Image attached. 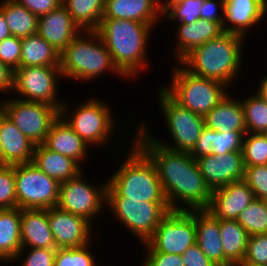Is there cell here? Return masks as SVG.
I'll list each match as a JSON object with an SVG mask.
<instances>
[{"label": "cell", "instance_id": "15", "mask_svg": "<svg viewBox=\"0 0 267 266\" xmlns=\"http://www.w3.org/2000/svg\"><path fill=\"white\" fill-rule=\"evenodd\" d=\"M196 161L211 191L232 182L244 180L245 165L242 151H233L224 155L210 154Z\"/></svg>", "mask_w": 267, "mask_h": 266}, {"label": "cell", "instance_id": "40", "mask_svg": "<svg viewBox=\"0 0 267 266\" xmlns=\"http://www.w3.org/2000/svg\"><path fill=\"white\" fill-rule=\"evenodd\" d=\"M57 248H21L17 255L11 260H21V266H54V258ZM25 250H29L27 255L24 254ZM24 259V261H23Z\"/></svg>", "mask_w": 267, "mask_h": 266}, {"label": "cell", "instance_id": "41", "mask_svg": "<svg viewBox=\"0 0 267 266\" xmlns=\"http://www.w3.org/2000/svg\"><path fill=\"white\" fill-rule=\"evenodd\" d=\"M244 181L256 199L267 198V165L245 166Z\"/></svg>", "mask_w": 267, "mask_h": 266}, {"label": "cell", "instance_id": "7", "mask_svg": "<svg viewBox=\"0 0 267 266\" xmlns=\"http://www.w3.org/2000/svg\"><path fill=\"white\" fill-rule=\"evenodd\" d=\"M74 112L68 114V104L63 103L60 115L71 126L73 131L90 147L106 146L116 131V118L112 115L109 105L93 97L79 103ZM67 114L69 116H67ZM114 117V118H113ZM108 142V143H107Z\"/></svg>", "mask_w": 267, "mask_h": 266}, {"label": "cell", "instance_id": "46", "mask_svg": "<svg viewBox=\"0 0 267 266\" xmlns=\"http://www.w3.org/2000/svg\"><path fill=\"white\" fill-rule=\"evenodd\" d=\"M19 4L26 7L31 13L40 17L53 11L60 4L62 0H15Z\"/></svg>", "mask_w": 267, "mask_h": 266}, {"label": "cell", "instance_id": "28", "mask_svg": "<svg viewBox=\"0 0 267 266\" xmlns=\"http://www.w3.org/2000/svg\"><path fill=\"white\" fill-rule=\"evenodd\" d=\"M32 163L59 183L76 177L84 170L72 158L51 151L43 144L35 145Z\"/></svg>", "mask_w": 267, "mask_h": 266}, {"label": "cell", "instance_id": "1", "mask_svg": "<svg viewBox=\"0 0 267 266\" xmlns=\"http://www.w3.org/2000/svg\"><path fill=\"white\" fill-rule=\"evenodd\" d=\"M139 125L131 141L154 163L170 209H207L212 191L205 183L196 159L189 153L173 151L158 144L151 139L146 124L142 122Z\"/></svg>", "mask_w": 267, "mask_h": 266}, {"label": "cell", "instance_id": "53", "mask_svg": "<svg viewBox=\"0 0 267 266\" xmlns=\"http://www.w3.org/2000/svg\"><path fill=\"white\" fill-rule=\"evenodd\" d=\"M0 261L2 262H6V261H8L9 262V260L1 253V251H0Z\"/></svg>", "mask_w": 267, "mask_h": 266}, {"label": "cell", "instance_id": "38", "mask_svg": "<svg viewBox=\"0 0 267 266\" xmlns=\"http://www.w3.org/2000/svg\"><path fill=\"white\" fill-rule=\"evenodd\" d=\"M91 244L76 248H57L54 266H97L95 255L88 249Z\"/></svg>", "mask_w": 267, "mask_h": 266}, {"label": "cell", "instance_id": "34", "mask_svg": "<svg viewBox=\"0 0 267 266\" xmlns=\"http://www.w3.org/2000/svg\"><path fill=\"white\" fill-rule=\"evenodd\" d=\"M247 133L264 134L267 131V102L256 93L241 101Z\"/></svg>", "mask_w": 267, "mask_h": 266}, {"label": "cell", "instance_id": "33", "mask_svg": "<svg viewBox=\"0 0 267 266\" xmlns=\"http://www.w3.org/2000/svg\"><path fill=\"white\" fill-rule=\"evenodd\" d=\"M82 31H95L104 13L105 0H62Z\"/></svg>", "mask_w": 267, "mask_h": 266}, {"label": "cell", "instance_id": "26", "mask_svg": "<svg viewBox=\"0 0 267 266\" xmlns=\"http://www.w3.org/2000/svg\"><path fill=\"white\" fill-rule=\"evenodd\" d=\"M225 96L213 109L204 116L205 126L219 132H247L242 103Z\"/></svg>", "mask_w": 267, "mask_h": 266}, {"label": "cell", "instance_id": "9", "mask_svg": "<svg viewBox=\"0 0 267 266\" xmlns=\"http://www.w3.org/2000/svg\"><path fill=\"white\" fill-rule=\"evenodd\" d=\"M106 206L134 237L145 243L171 211L167 202H141L128 197H107Z\"/></svg>", "mask_w": 267, "mask_h": 266}, {"label": "cell", "instance_id": "17", "mask_svg": "<svg viewBox=\"0 0 267 266\" xmlns=\"http://www.w3.org/2000/svg\"><path fill=\"white\" fill-rule=\"evenodd\" d=\"M255 199L247 183L240 180L212 191L211 202L206 210L217 219L236 220Z\"/></svg>", "mask_w": 267, "mask_h": 266}, {"label": "cell", "instance_id": "37", "mask_svg": "<svg viewBox=\"0 0 267 266\" xmlns=\"http://www.w3.org/2000/svg\"><path fill=\"white\" fill-rule=\"evenodd\" d=\"M242 152L245 166L267 165V137L259 133H246Z\"/></svg>", "mask_w": 267, "mask_h": 266}, {"label": "cell", "instance_id": "10", "mask_svg": "<svg viewBox=\"0 0 267 266\" xmlns=\"http://www.w3.org/2000/svg\"><path fill=\"white\" fill-rule=\"evenodd\" d=\"M16 207L47 209L57 206L60 183L32 162L14 165Z\"/></svg>", "mask_w": 267, "mask_h": 266}, {"label": "cell", "instance_id": "35", "mask_svg": "<svg viewBox=\"0 0 267 266\" xmlns=\"http://www.w3.org/2000/svg\"><path fill=\"white\" fill-rule=\"evenodd\" d=\"M236 221L247 231L249 237L267 233V207L264 200H253Z\"/></svg>", "mask_w": 267, "mask_h": 266}, {"label": "cell", "instance_id": "42", "mask_svg": "<svg viewBox=\"0 0 267 266\" xmlns=\"http://www.w3.org/2000/svg\"><path fill=\"white\" fill-rule=\"evenodd\" d=\"M244 261L267 266V233L248 238Z\"/></svg>", "mask_w": 267, "mask_h": 266}, {"label": "cell", "instance_id": "29", "mask_svg": "<svg viewBox=\"0 0 267 266\" xmlns=\"http://www.w3.org/2000/svg\"><path fill=\"white\" fill-rule=\"evenodd\" d=\"M20 67L51 66L59 67V54L40 35L21 38Z\"/></svg>", "mask_w": 267, "mask_h": 266}, {"label": "cell", "instance_id": "48", "mask_svg": "<svg viewBox=\"0 0 267 266\" xmlns=\"http://www.w3.org/2000/svg\"><path fill=\"white\" fill-rule=\"evenodd\" d=\"M14 71L0 61V92L13 91Z\"/></svg>", "mask_w": 267, "mask_h": 266}, {"label": "cell", "instance_id": "21", "mask_svg": "<svg viewBox=\"0 0 267 266\" xmlns=\"http://www.w3.org/2000/svg\"><path fill=\"white\" fill-rule=\"evenodd\" d=\"M161 0H105L102 18L128 19L156 25L162 16Z\"/></svg>", "mask_w": 267, "mask_h": 266}, {"label": "cell", "instance_id": "25", "mask_svg": "<svg viewBox=\"0 0 267 266\" xmlns=\"http://www.w3.org/2000/svg\"><path fill=\"white\" fill-rule=\"evenodd\" d=\"M22 248H57L47 209H21Z\"/></svg>", "mask_w": 267, "mask_h": 266}, {"label": "cell", "instance_id": "32", "mask_svg": "<svg viewBox=\"0 0 267 266\" xmlns=\"http://www.w3.org/2000/svg\"><path fill=\"white\" fill-rule=\"evenodd\" d=\"M12 36L23 38L37 34L38 17L15 0L0 2Z\"/></svg>", "mask_w": 267, "mask_h": 266}, {"label": "cell", "instance_id": "27", "mask_svg": "<svg viewBox=\"0 0 267 266\" xmlns=\"http://www.w3.org/2000/svg\"><path fill=\"white\" fill-rule=\"evenodd\" d=\"M247 132H219L204 127L201 136L189 153L195 159L214 154L224 155L233 151H242L243 139Z\"/></svg>", "mask_w": 267, "mask_h": 266}, {"label": "cell", "instance_id": "50", "mask_svg": "<svg viewBox=\"0 0 267 266\" xmlns=\"http://www.w3.org/2000/svg\"><path fill=\"white\" fill-rule=\"evenodd\" d=\"M261 81L258 82L257 95H259L264 101L267 102V75L260 79Z\"/></svg>", "mask_w": 267, "mask_h": 266}, {"label": "cell", "instance_id": "12", "mask_svg": "<svg viewBox=\"0 0 267 266\" xmlns=\"http://www.w3.org/2000/svg\"><path fill=\"white\" fill-rule=\"evenodd\" d=\"M0 109L33 144H43L60 110L39 102L17 99L0 100Z\"/></svg>", "mask_w": 267, "mask_h": 266}, {"label": "cell", "instance_id": "4", "mask_svg": "<svg viewBox=\"0 0 267 266\" xmlns=\"http://www.w3.org/2000/svg\"><path fill=\"white\" fill-rule=\"evenodd\" d=\"M131 146L124 162L107 179V197L167 202L154 163L134 142Z\"/></svg>", "mask_w": 267, "mask_h": 266}, {"label": "cell", "instance_id": "2", "mask_svg": "<svg viewBox=\"0 0 267 266\" xmlns=\"http://www.w3.org/2000/svg\"><path fill=\"white\" fill-rule=\"evenodd\" d=\"M153 26L156 27L128 19L102 18L95 30L114 65L127 79L131 80L140 70L147 69L146 47Z\"/></svg>", "mask_w": 267, "mask_h": 266}, {"label": "cell", "instance_id": "49", "mask_svg": "<svg viewBox=\"0 0 267 266\" xmlns=\"http://www.w3.org/2000/svg\"><path fill=\"white\" fill-rule=\"evenodd\" d=\"M12 36L3 12L0 10V41Z\"/></svg>", "mask_w": 267, "mask_h": 266}, {"label": "cell", "instance_id": "8", "mask_svg": "<svg viewBox=\"0 0 267 266\" xmlns=\"http://www.w3.org/2000/svg\"><path fill=\"white\" fill-rule=\"evenodd\" d=\"M159 107L162 110L167 130L169 131L172 142H163L157 137L151 139L158 144L173 151L190 153L201 136L205 127L204 116L194 113L175 102L163 89L157 92Z\"/></svg>", "mask_w": 267, "mask_h": 266}, {"label": "cell", "instance_id": "44", "mask_svg": "<svg viewBox=\"0 0 267 266\" xmlns=\"http://www.w3.org/2000/svg\"><path fill=\"white\" fill-rule=\"evenodd\" d=\"M146 253L141 266H185L182 255L158 251H146Z\"/></svg>", "mask_w": 267, "mask_h": 266}, {"label": "cell", "instance_id": "19", "mask_svg": "<svg viewBox=\"0 0 267 266\" xmlns=\"http://www.w3.org/2000/svg\"><path fill=\"white\" fill-rule=\"evenodd\" d=\"M266 13L264 0H224L222 30L245 38L248 30L258 25Z\"/></svg>", "mask_w": 267, "mask_h": 266}, {"label": "cell", "instance_id": "16", "mask_svg": "<svg viewBox=\"0 0 267 266\" xmlns=\"http://www.w3.org/2000/svg\"><path fill=\"white\" fill-rule=\"evenodd\" d=\"M47 218L57 248H76L90 244L92 223L57 206L47 208Z\"/></svg>", "mask_w": 267, "mask_h": 266}, {"label": "cell", "instance_id": "55", "mask_svg": "<svg viewBox=\"0 0 267 266\" xmlns=\"http://www.w3.org/2000/svg\"><path fill=\"white\" fill-rule=\"evenodd\" d=\"M264 202H265V205H266V207H267V198H266V199H264Z\"/></svg>", "mask_w": 267, "mask_h": 266}, {"label": "cell", "instance_id": "20", "mask_svg": "<svg viewBox=\"0 0 267 266\" xmlns=\"http://www.w3.org/2000/svg\"><path fill=\"white\" fill-rule=\"evenodd\" d=\"M0 138L2 143V166L32 162L35 144L19 131L1 109Z\"/></svg>", "mask_w": 267, "mask_h": 266}, {"label": "cell", "instance_id": "36", "mask_svg": "<svg viewBox=\"0 0 267 266\" xmlns=\"http://www.w3.org/2000/svg\"><path fill=\"white\" fill-rule=\"evenodd\" d=\"M204 0H166L163 2L162 17L170 21L190 24L200 18V8Z\"/></svg>", "mask_w": 267, "mask_h": 266}, {"label": "cell", "instance_id": "39", "mask_svg": "<svg viewBox=\"0 0 267 266\" xmlns=\"http://www.w3.org/2000/svg\"><path fill=\"white\" fill-rule=\"evenodd\" d=\"M16 207L14 165L0 166V209Z\"/></svg>", "mask_w": 267, "mask_h": 266}, {"label": "cell", "instance_id": "52", "mask_svg": "<svg viewBox=\"0 0 267 266\" xmlns=\"http://www.w3.org/2000/svg\"><path fill=\"white\" fill-rule=\"evenodd\" d=\"M0 166H2V143L0 138Z\"/></svg>", "mask_w": 267, "mask_h": 266}, {"label": "cell", "instance_id": "54", "mask_svg": "<svg viewBox=\"0 0 267 266\" xmlns=\"http://www.w3.org/2000/svg\"><path fill=\"white\" fill-rule=\"evenodd\" d=\"M264 4H265L266 10H267V0H264Z\"/></svg>", "mask_w": 267, "mask_h": 266}, {"label": "cell", "instance_id": "5", "mask_svg": "<svg viewBox=\"0 0 267 266\" xmlns=\"http://www.w3.org/2000/svg\"><path fill=\"white\" fill-rule=\"evenodd\" d=\"M59 68L63 78L77 81L90 82L106 71L127 80L114 65L104 41L96 31H81L59 54Z\"/></svg>", "mask_w": 267, "mask_h": 266}, {"label": "cell", "instance_id": "3", "mask_svg": "<svg viewBox=\"0 0 267 266\" xmlns=\"http://www.w3.org/2000/svg\"><path fill=\"white\" fill-rule=\"evenodd\" d=\"M244 41L242 36L223 32L217 38L192 49L177 63L195 76L231 87L235 79L240 77Z\"/></svg>", "mask_w": 267, "mask_h": 266}, {"label": "cell", "instance_id": "13", "mask_svg": "<svg viewBox=\"0 0 267 266\" xmlns=\"http://www.w3.org/2000/svg\"><path fill=\"white\" fill-rule=\"evenodd\" d=\"M83 174L84 171H81L76 177L60 183L57 207L91 223L93 218L104 212L108 180L96 186L84 180Z\"/></svg>", "mask_w": 267, "mask_h": 266}, {"label": "cell", "instance_id": "11", "mask_svg": "<svg viewBox=\"0 0 267 266\" xmlns=\"http://www.w3.org/2000/svg\"><path fill=\"white\" fill-rule=\"evenodd\" d=\"M196 243L195 210H171L142 245L144 251L182 255Z\"/></svg>", "mask_w": 267, "mask_h": 266}, {"label": "cell", "instance_id": "31", "mask_svg": "<svg viewBox=\"0 0 267 266\" xmlns=\"http://www.w3.org/2000/svg\"><path fill=\"white\" fill-rule=\"evenodd\" d=\"M224 257L234 265L244 259L249 235L236 220L219 219Z\"/></svg>", "mask_w": 267, "mask_h": 266}, {"label": "cell", "instance_id": "14", "mask_svg": "<svg viewBox=\"0 0 267 266\" xmlns=\"http://www.w3.org/2000/svg\"><path fill=\"white\" fill-rule=\"evenodd\" d=\"M58 77L63 78L59 67H19L14 71L13 90L20 94L22 100L43 103L61 110L64 102L59 101L57 96L60 83L57 82Z\"/></svg>", "mask_w": 267, "mask_h": 266}, {"label": "cell", "instance_id": "43", "mask_svg": "<svg viewBox=\"0 0 267 266\" xmlns=\"http://www.w3.org/2000/svg\"><path fill=\"white\" fill-rule=\"evenodd\" d=\"M21 38L10 36L0 41V61L15 71L20 67Z\"/></svg>", "mask_w": 267, "mask_h": 266}, {"label": "cell", "instance_id": "51", "mask_svg": "<svg viewBox=\"0 0 267 266\" xmlns=\"http://www.w3.org/2000/svg\"><path fill=\"white\" fill-rule=\"evenodd\" d=\"M233 266H262V265H256V264H252L247 261L241 260V261L236 262Z\"/></svg>", "mask_w": 267, "mask_h": 266}, {"label": "cell", "instance_id": "45", "mask_svg": "<svg viewBox=\"0 0 267 266\" xmlns=\"http://www.w3.org/2000/svg\"><path fill=\"white\" fill-rule=\"evenodd\" d=\"M220 7L221 13L218 8ZM224 0H204L200 8V18L207 21L217 22L221 27L224 21L223 14Z\"/></svg>", "mask_w": 267, "mask_h": 266}, {"label": "cell", "instance_id": "23", "mask_svg": "<svg viewBox=\"0 0 267 266\" xmlns=\"http://www.w3.org/2000/svg\"><path fill=\"white\" fill-rule=\"evenodd\" d=\"M43 145L51 151L72 158L79 165L86 159L88 153V145L61 115L53 122Z\"/></svg>", "mask_w": 267, "mask_h": 266}, {"label": "cell", "instance_id": "24", "mask_svg": "<svg viewBox=\"0 0 267 266\" xmlns=\"http://www.w3.org/2000/svg\"><path fill=\"white\" fill-rule=\"evenodd\" d=\"M174 45V59L178 62L192 49L223 33L222 27L217 22L199 18L190 24L179 23ZM176 46V47H175Z\"/></svg>", "mask_w": 267, "mask_h": 266}, {"label": "cell", "instance_id": "30", "mask_svg": "<svg viewBox=\"0 0 267 266\" xmlns=\"http://www.w3.org/2000/svg\"><path fill=\"white\" fill-rule=\"evenodd\" d=\"M21 248V209H0L1 253L11 262Z\"/></svg>", "mask_w": 267, "mask_h": 266}, {"label": "cell", "instance_id": "6", "mask_svg": "<svg viewBox=\"0 0 267 266\" xmlns=\"http://www.w3.org/2000/svg\"><path fill=\"white\" fill-rule=\"evenodd\" d=\"M172 68L171 84L159 88L194 113L205 116L229 93V87L219 81L195 76L179 65Z\"/></svg>", "mask_w": 267, "mask_h": 266}, {"label": "cell", "instance_id": "18", "mask_svg": "<svg viewBox=\"0 0 267 266\" xmlns=\"http://www.w3.org/2000/svg\"><path fill=\"white\" fill-rule=\"evenodd\" d=\"M81 31L63 4L38 17L37 34L58 53H61Z\"/></svg>", "mask_w": 267, "mask_h": 266}, {"label": "cell", "instance_id": "47", "mask_svg": "<svg viewBox=\"0 0 267 266\" xmlns=\"http://www.w3.org/2000/svg\"><path fill=\"white\" fill-rule=\"evenodd\" d=\"M185 266H216L195 243L182 254Z\"/></svg>", "mask_w": 267, "mask_h": 266}, {"label": "cell", "instance_id": "22", "mask_svg": "<svg viewBox=\"0 0 267 266\" xmlns=\"http://www.w3.org/2000/svg\"><path fill=\"white\" fill-rule=\"evenodd\" d=\"M196 244L216 266H233L222 249L219 219L206 209L195 210Z\"/></svg>", "mask_w": 267, "mask_h": 266}]
</instances>
